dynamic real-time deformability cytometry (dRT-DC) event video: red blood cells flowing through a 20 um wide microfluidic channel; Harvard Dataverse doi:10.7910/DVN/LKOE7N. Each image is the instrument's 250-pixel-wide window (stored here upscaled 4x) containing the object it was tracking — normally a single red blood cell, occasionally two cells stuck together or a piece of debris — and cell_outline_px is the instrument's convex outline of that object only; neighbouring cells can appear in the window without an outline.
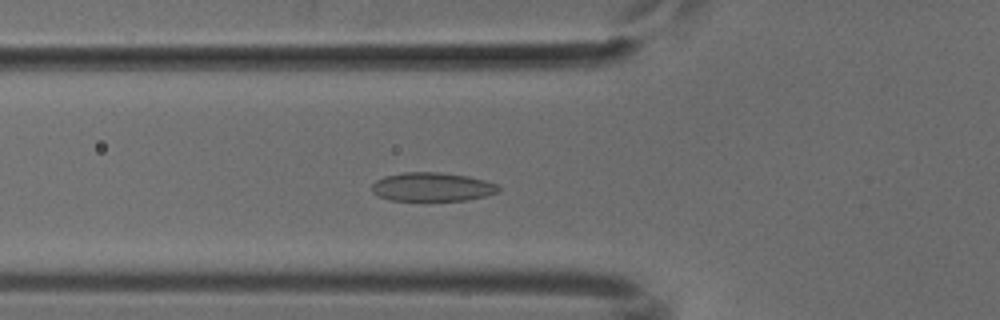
{"species": "common noctule bat (a hibernating species)", "species_latin": "Nyctalus noctula", "temperature_condition": "cold", "stored_images_in_passage": 52, "camera_frame_rate_fps": 3000, "um_per_image_px": 0.085, "animal": {"sex": "male", "body_mass_g": 18.8}, "frame": {"image": 1, "passage_image": 18, "time_ms": 5.667, "image_size_px": [1000, 320], "cell_outline_px": [[500, 192], [468, 200], [392, 200], [380, 196], [372, 192], [372, 184], [376, 180], [384, 176], [404, 172], [440, 172], [468, 176], [484, 180], [496, 184], [500, 188]], "centroid_in_image_um": [36.74, 15.88], "position_along_channel_um": 89.1, "area_um2": 21.15}}
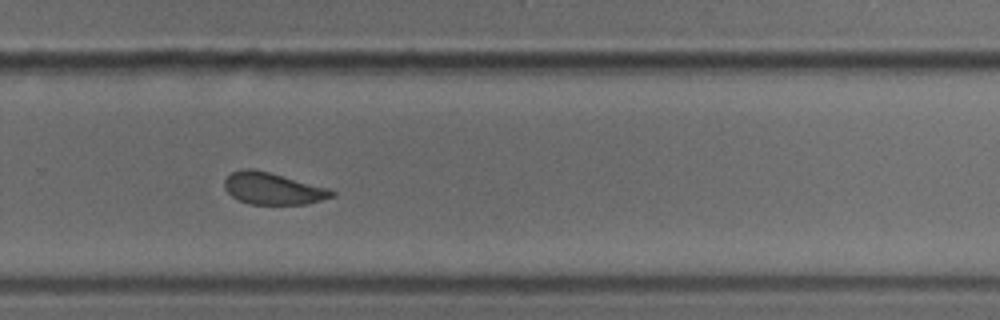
{"frame": {"image": 2, "passage_image": 35, "time_ms": 11.333, "image_size_px": [1000, 320], "cell_outline_px": [[336, 196], [308, 204], [248, 204], [232, 196], [224, 188], [224, 180], [232, 172], [240, 168], [252, 168], [268, 172], [328, 188], [336, 192]], "centroid_in_image_um": [23.19, 16.03], "position_along_channel_um": 306.6, "area_um2": 19.88}}
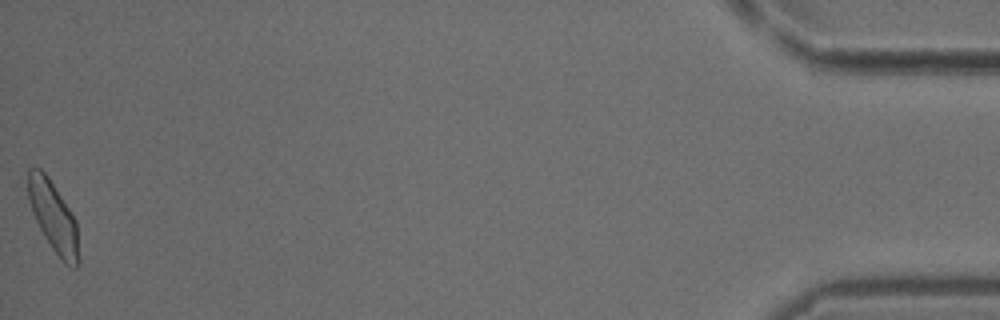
{"frame": {"image": 3, "passage_image": 52, "time_ms": 17.0, "image_size_px": [1000, 320], "cell_outline_px": [[80, 260], [76, 268], [72, 268], [64, 264], [60, 260], [44, 236], [32, 212], [28, 196], [28, 168], [40, 168], [48, 176], [76, 220]], "centroid_in_image_um": [4.56, 18.48], "position_along_channel_um": 430.6, "area_um2": 20.81}}